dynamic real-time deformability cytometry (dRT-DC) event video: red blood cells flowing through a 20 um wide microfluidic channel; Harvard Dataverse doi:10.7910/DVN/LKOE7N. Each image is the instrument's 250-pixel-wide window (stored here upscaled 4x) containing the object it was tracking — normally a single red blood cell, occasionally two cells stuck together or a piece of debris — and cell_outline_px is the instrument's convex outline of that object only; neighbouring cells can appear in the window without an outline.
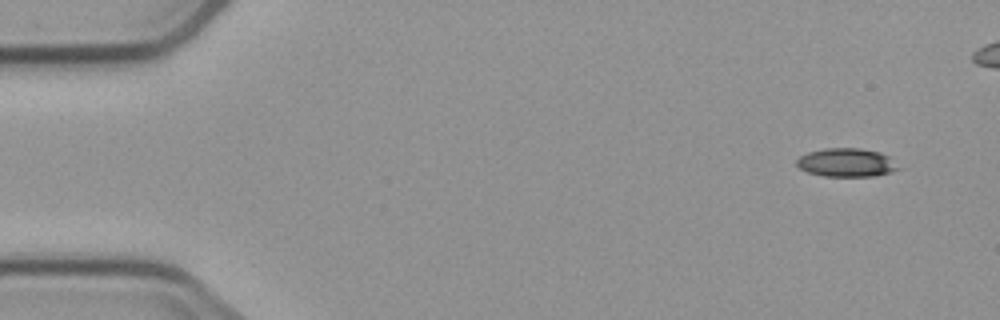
{"species": "common noctule bat (a hibernating species)", "species_latin": "Nyctalus noctula", "temperature_condition": "cold", "stored_images_in_passage": 7, "camera_frame_rate_fps": 3000, "um_per_image_px": 0.085, "animal": {"sex": "male", "body_mass_g": 23.1, "forearm_length_mm": 52.7}, "frame": {"image": 1, "passage_image": 1, "time_ms": 0.0, "image_size_px": [1000, 320], "cell_outline_px": [[900, 168], [892, 172], [872, 176], [824, 176], [808, 172], [800, 168], [796, 164], [796, 160], [800, 156], [808, 152], [824, 148], [860, 148], [880, 152], [888, 156]], "centroid_in_image_um": [71.94, 13.81], "position_along_channel_um": 13.1, "area_um2": 16.82}}
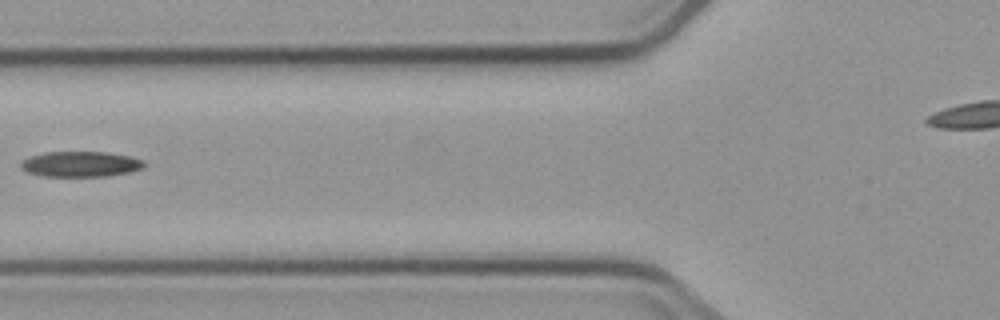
{"frame": {"image": 2, "passage_image": 6, "time_ms": 6.0, "image_size_px": [1000, 320], "cell_outline_px": [[148, 164], [144, 168], [132, 172], [108, 176], [44, 176], [28, 172], [20, 168], [20, 164], [28, 156], [44, 152], [108, 152], [128, 156], [144, 160]], "centroid_in_image_um": [6.9, 13.95], "position_along_channel_um": 118.9, "area_um2": 18.5}}
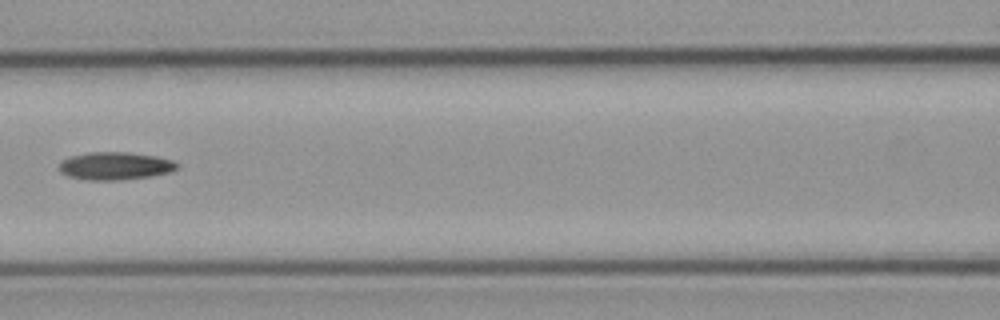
{"frame": {"image": 3, "passage_image": 7, "time_ms": 7.0, "image_size_px": [1000, 320], "cell_outline_px": [[180, 168], [172, 172], [152, 176], [120, 180], [84, 180], [68, 176], [60, 172], [60, 160], [72, 156], [88, 152], [128, 152], [156, 156], [172, 160], [180, 164]], "centroid_in_image_um": [9.82, 14.11], "position_along_channel_um": 156.8, "area_um2": 19.36}}